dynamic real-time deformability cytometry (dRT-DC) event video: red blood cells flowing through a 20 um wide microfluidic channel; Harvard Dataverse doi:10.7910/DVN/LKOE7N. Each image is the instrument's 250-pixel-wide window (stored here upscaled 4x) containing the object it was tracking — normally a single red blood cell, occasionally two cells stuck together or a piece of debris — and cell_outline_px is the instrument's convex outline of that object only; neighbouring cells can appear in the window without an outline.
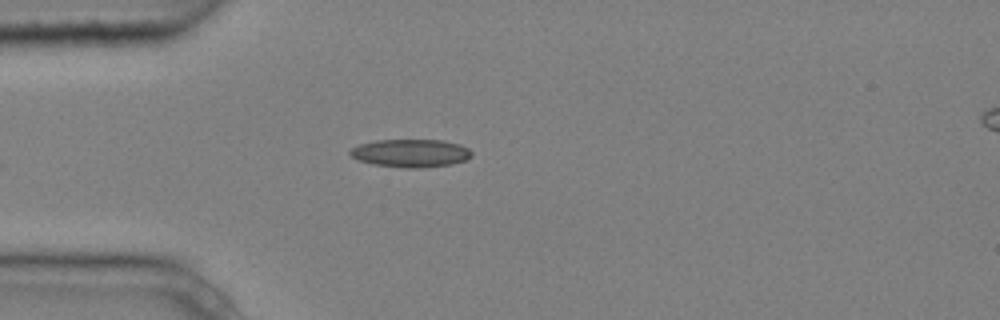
{"species": "common noctule bat (a hibernating species)", "species_latin": "Nyctalus noctula", "temperature_condition": "cold", "stored_images_in_passage": 3, "camera_frame_rate_fps": 3000, "um_per_image_px": 0.085, "animal": {"sex": "male", "body_mass_g": 20.4}, "frame": {"image": 1, "passage_image": 3, "time_ms": 0.667, "image_size_px": [1000, 320], "cell_outline_px": [[472, 156], [468, 160], [452, 164], [416, 168], [408, 168], [372, 164], [356, 160], [348, 152], [352, 148], [360, 144], [376, 140], [444, 140], [460, 144], [468, 148], [472, 152]], "centroid_in_image_um": [34.93, 13.01], "position_along_channel_um": 50.1, "area_um2": 19.94}}